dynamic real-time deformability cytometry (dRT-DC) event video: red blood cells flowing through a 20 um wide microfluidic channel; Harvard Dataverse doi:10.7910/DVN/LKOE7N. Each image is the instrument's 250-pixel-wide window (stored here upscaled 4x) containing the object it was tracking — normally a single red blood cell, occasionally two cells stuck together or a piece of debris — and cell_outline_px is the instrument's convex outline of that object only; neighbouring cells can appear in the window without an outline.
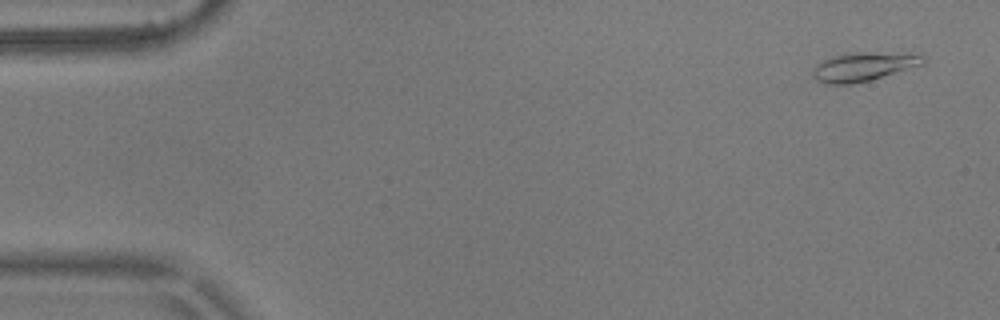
{"species": "common noctule bat (a hibernating species)", "species_latin": "Nyctalus noctula", "temperature_condition": "warm", "stored_images_in_passage": 7, "camera_frame_rate_fps": 3000, "um_per_image_px": 0.085, "animal": {"sex": "male", "body_mass_g": 17.9}, "frame": {"image": 1, "passage_image": 1, "time_ms": 0.0, "image_size_px": [1000, 320], "cell_outline_px": [[924, 64], [868, 80], [848, 84], [828, 84], [816, 80], [812, 76], [812, 68], [816, 64], [832, 56], [852, 52], [920, 52], [924, 56]], "centroid_in_image_um": [73.43, 5.63], "position_along_channel_um": 11.6, "area_um2": 18.73}}
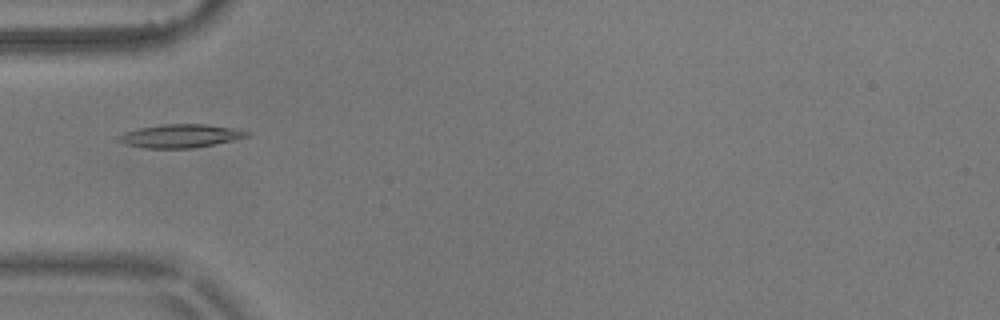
{"frame": {"image": 2, "passage_image": 5, "time_ms": 1.333, "image_size_px": [1000, 320], "cell_outline_px": [[252, 132], [248, 136], [232, 140], [192, 148], [144, 148], [124, 144], [116, 140], [116, 136], [124, 132], [140, 128], [164, 124], [204, 124], [232, 128]], "centroid_in_image_um": [15.27, 11.55], "position_along_channel_um": 69.7, "area_um2": 17.34}}